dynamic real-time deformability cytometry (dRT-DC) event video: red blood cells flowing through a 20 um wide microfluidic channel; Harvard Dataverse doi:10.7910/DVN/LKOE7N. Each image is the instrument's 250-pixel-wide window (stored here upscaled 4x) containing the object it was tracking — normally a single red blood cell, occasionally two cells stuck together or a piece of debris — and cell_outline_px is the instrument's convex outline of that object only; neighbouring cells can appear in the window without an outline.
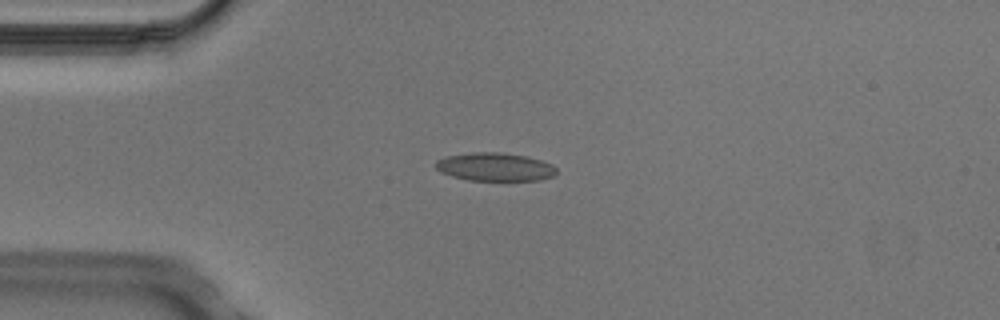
{"species": "Egyptian fruit bat (a non-hibernating species)", "species_latin": "Rousettus aegyptiacus", "temperature_condition": "cold", "stored_images_in_passage": 4, "camera_frame_rate_fps": 3000, "um_per_image_px": 0.085, "animal": {"sex": "male"}, "frame": {"image": 1, "passage_image": 2, "time_ms": 0.333, "image_size_px": [1000, 320], "cell_outline_px": [[556, 172], [552, 176], [540, 180], [468, 180], [452, 176], [440, 172], [436, 168], [436, 160], [444, 156], [472, 152], [500, 152], [528, 156], [552, 164], [556, 168]], "centroid_in_image_um": [42.05, 14.17], "position_along_channel_um": 43.0, "area_um2": 19.94}}